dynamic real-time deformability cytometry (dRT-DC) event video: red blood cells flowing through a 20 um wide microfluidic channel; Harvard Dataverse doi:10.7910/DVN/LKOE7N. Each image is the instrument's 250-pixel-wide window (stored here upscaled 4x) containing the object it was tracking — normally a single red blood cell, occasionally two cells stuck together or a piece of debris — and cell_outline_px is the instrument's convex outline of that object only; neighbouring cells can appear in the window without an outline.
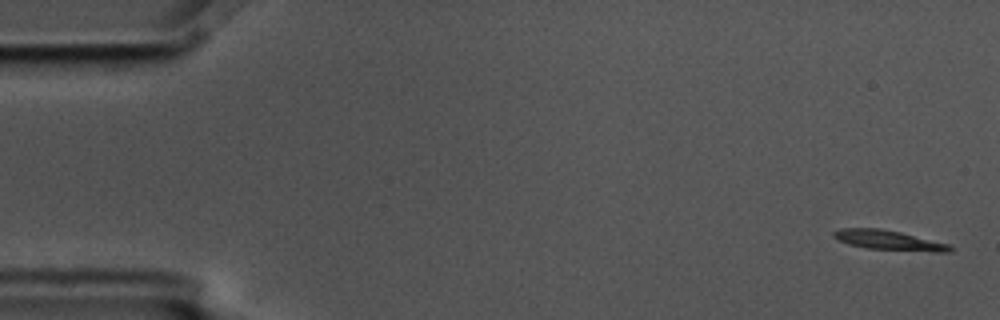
{"species": "common noctule bat (a hibernating species)", "species_latin": "Nyctalus noctula", "temperature_condition": "cold", "stored_images_in_passage": 5, "camera_frame_rate_fps": 3000, "um_per_image_px": 0.085, "animal": {"sex": "male", "body_mass_g": 17.5, "forearm_length_mm": 52.3}, "frame": {"image": 1, "passage_image": 1, "time_ms": 0.0, "image_size_px": [1000, 320], "cell_outline_px": [[952, 252], [932, 252], [868, 248], [848, 244], [832, 236], [832, 232], [840, 228], [880, 228], [900, 232], [948, 244], [952, 248]], "centroid_in_image_um": [75.53, 20.42], "position_along_channel_um": 9.5, "area_um2": 13.24}}
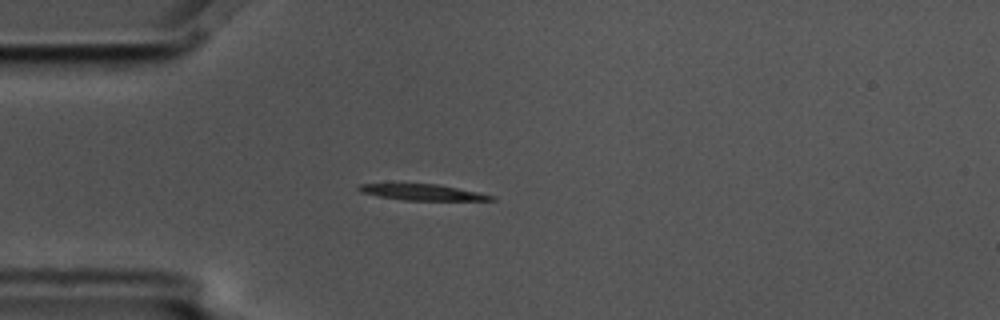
{"frame": {"image": 2, "passage_image": 4, "time_ms": 1.0, "image_size_px": [1000, 320], "cell_outline_px": [[496, 200], [404, 200], [380, 196], [360, 192], [356, 188], [360, 184], [436, 184], [496, 196]], "centroid_in_image_um": [35.9, 16.34], "position_along_channel_um": 49.1, "area_um2": 12.02}}